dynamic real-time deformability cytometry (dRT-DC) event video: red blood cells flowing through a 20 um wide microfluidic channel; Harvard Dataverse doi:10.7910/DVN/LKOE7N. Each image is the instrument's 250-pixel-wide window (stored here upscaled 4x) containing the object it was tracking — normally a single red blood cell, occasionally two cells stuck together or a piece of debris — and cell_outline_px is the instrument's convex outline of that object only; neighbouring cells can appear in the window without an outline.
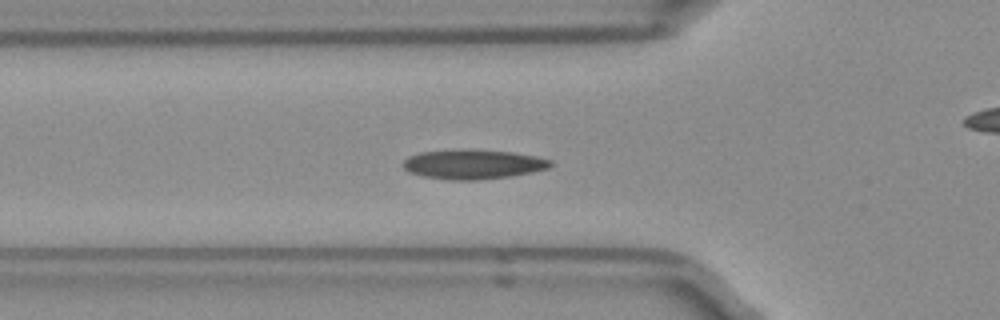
{"species": "Egyptian fruit bat (a non-hibernating species)", "species_latin": "Rousettus aegyptiacus", "temperature_condition": "room temperature", "stored_images_in_passage": 51, "camera_frame_rate_fps": 3000, "um_per_image_px": 0.085, "frame": {"image": 1, "passage_image": 16, "time_ms": 5.0, "image_size_px": [1000, 320], "cell_outline_px": [[552, 164], [548, 168], [532, 172], [508, 176], [480, 180], [448, 180], [424, 176], [408, 172], [400, 164], [408, 156], [420, 152], [512, 152], [536, 156], [552, 160]], "centroid_in_image_um": [40.2, 14.01], "position_along_channel_um": 85.6, "area_um2": 24.33}}
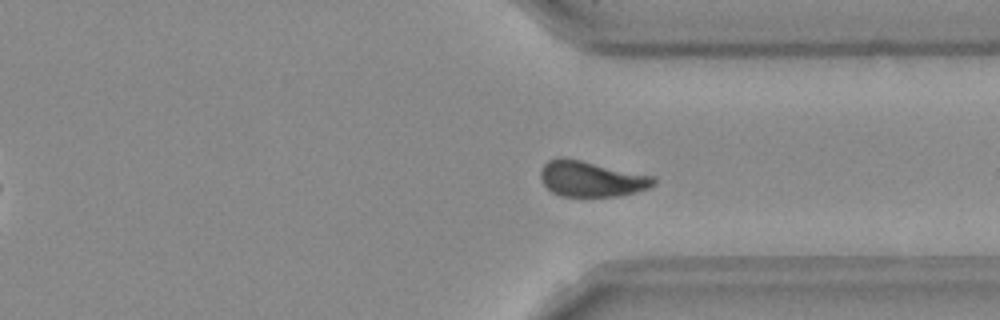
{"frame": {"image": 2, "passage_image": 37, "time_ms": 12.0, "image_size_px": [1000, 320], "cell_outline_px": [[656, 184], [648, 188], [620, 196], [560, 196], [552, 192], [544, 184], [540, 176], [540, 172], [544, 164], [548, 160], [580, 160], [656, 176]], "centroid_in_image_um": [50.32, 15.23], "position_along_channel_um": 361.1, "area_um2": 23.06}}
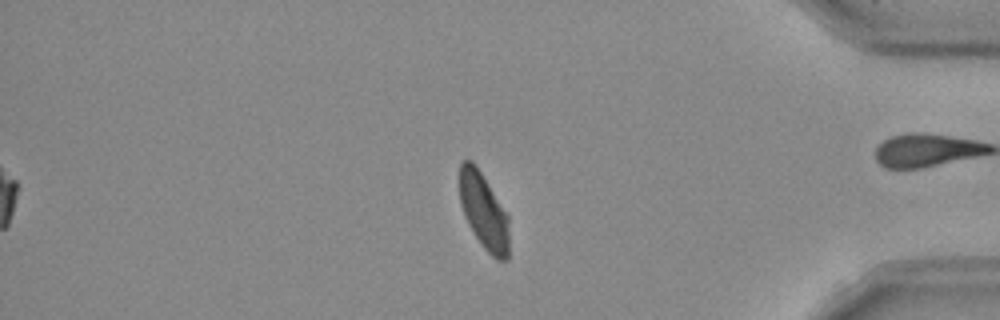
{"frame": {"image": 3, "passage_image": 42, "time_ms": 13.667, "image_size_px": [1000, 320], "cell_outline_px": [[508, 260], [496, 260], [484, 248], [468, 224], [464, 216], [460, 204], [460, 164], [464, 160], [472, 160], [476, 164], [508, 212]], "centroid_in_image_um": [41.13, 17.92], "position_along_channel_um": 394.1, "area_um2": 22.2}, "authors_computed_cell_mechanics": {"area_um2": 23.6402, "velocity_mm_per_s": 3.9258, "shape_relaxation_time_tau1_ms": 5.5195, "shape_relaxation_time_tau2_ms": 2.4774, "deformation_change_tau1": 0.1615, "deformation_change_tau2": 0.0768}}